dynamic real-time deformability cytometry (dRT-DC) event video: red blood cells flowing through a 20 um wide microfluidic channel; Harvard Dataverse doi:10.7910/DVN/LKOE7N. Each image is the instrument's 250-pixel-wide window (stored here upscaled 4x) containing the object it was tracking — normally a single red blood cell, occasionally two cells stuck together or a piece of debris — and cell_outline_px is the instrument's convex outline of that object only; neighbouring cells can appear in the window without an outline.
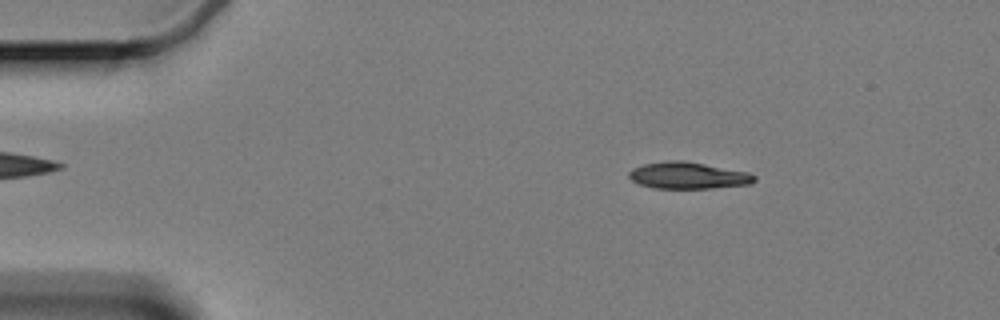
{"species": "Egyptian fruit bat (a non-hibernating species)", "species_latin": "Rousettus aegyptiacus", "temperature_condition": "cold", "stored_images_in_passage": 59, "camera_frame_rate_fps": 3000, "um_per_image_px": 0.085, "animal": {"sex": "female"}, "frame": {"image": 1, "passage_image": 9, "time_ms": 2.667, "image_size_px": [1000, 320], "cell_outline_px": [[756, 180], [752, 184], [712, 188], [652, 188], [640, 184], [632, 180], [628, 176], [628, 172], [632, 168], [644, 164], [664, 160], [684, 160], [748, 172], [756, 176]], "centroid_in_image_um": [58.48, 14.91], "position_along_channel_um": 26.5, "area_um2": 19.65}}
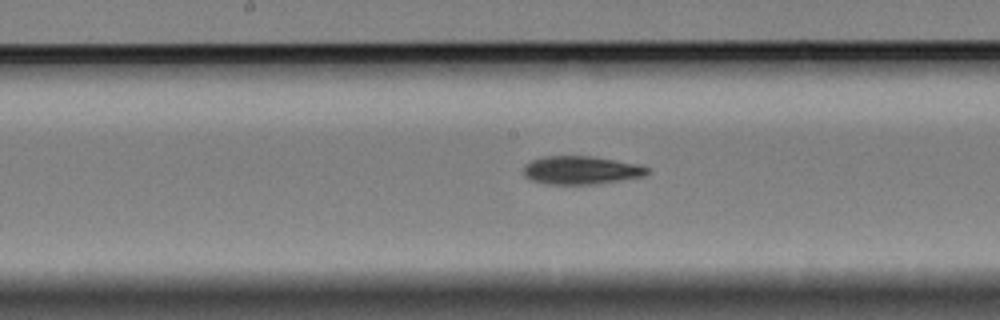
{"frame": {"image": 2, "passage_image": 30, "time_ms": 9.667, "image_size_px": [1000, 320], "cell_outline_px": [[648, 172], [644, 176], [600, 184], [548, 184], [532, 180], [524, 176], [524, 164], [532, 160], [544, 156], [592, 156], [636, 164], [648, 168]], "centroid_in_image_um": [49.37, 14.47], "position_along_channel_um": 198.8, "area_um2": 20.29}}
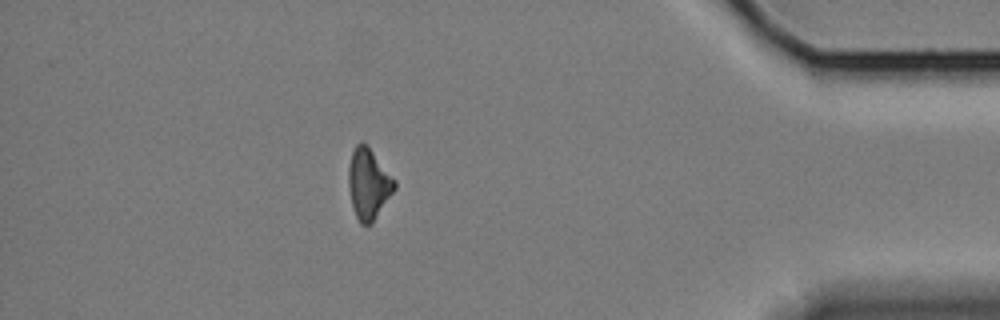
{"frame": {"image": 3, "passage_image": 52, "time_ms": 17.0, "image_size_px": [1000, 320], "cell_outline_px": [[396, 188], [372, 224], [360, 224], [352, 208], [348, 188], [348, 168], [352, 152], [356, 144], [360, 140], [368, 144], [396, 180]], "centroid_in_image_um": [31.32, 15.6], "position_along_channel_um": 403.9, "area_um2": 19.36}, "authors_computed_cell_mechanics": {"area_um2": 19.7676, "velocity_mm_per_s": 3.3551, "shape_relaxation_time_tau1_ms": 5.6075, "shape_relaxation_time_tau2_ms": null, "deformation_change_tau1": 0.1297, "deformation_change_tau2": null}}